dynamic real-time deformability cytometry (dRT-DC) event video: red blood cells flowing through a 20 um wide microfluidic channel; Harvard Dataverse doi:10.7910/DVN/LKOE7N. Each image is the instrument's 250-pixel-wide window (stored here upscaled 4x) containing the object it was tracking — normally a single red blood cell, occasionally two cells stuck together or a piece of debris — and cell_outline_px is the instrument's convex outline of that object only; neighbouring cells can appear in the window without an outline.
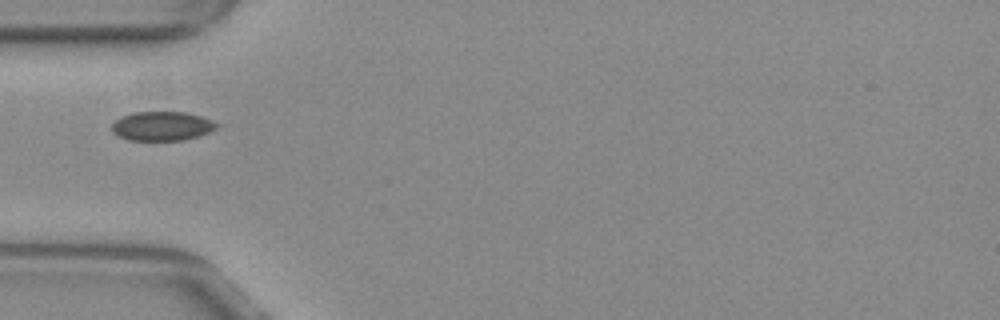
{"species": "common noctule bat (a hibernating species)", "species_latin": "Nyctalus noctula", "temperature_condition": "warm", "stored_images_in_passage": 37, "camera_frame_rate_fps": 3000, "um_per_image_px": 0.085, "animal": {"sex": "female", "body_mass_g": 29.2, "forearm_length_mm": 56.3}, "frame": {"image": 1, "passage_image": 1, "time_ms": 0.0, "image_size_px": [1000, 320], "cell_outline_px": [[220, 124], [216, 128], [200, 136], [184, 140], [128, 140], [112, 132], [112, 124], [120, 116], [132, 112], [188, 112], [212, 120]], "centroid_in_image_um": [13.78, 10.71], "position_along_channel_um": 71.2, "area_um2": 17.92}}
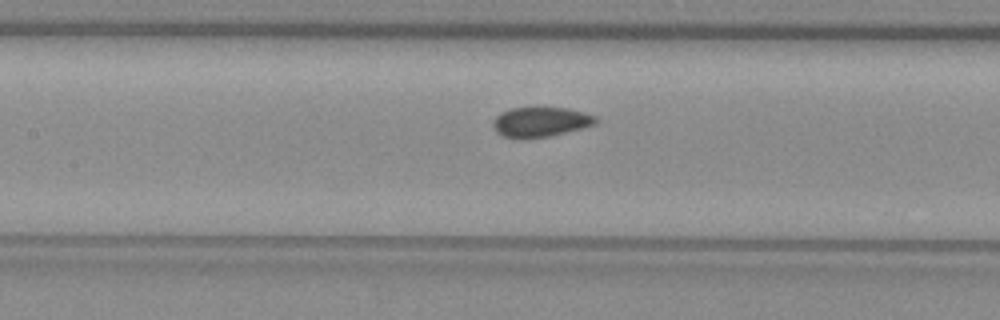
{"frame": {"image": 2, "passage_image": 8, "time_ms": 2.333, "image_size_px": [1000, 320], "cell_outline_px": [[600, 120], [596, 124], [584, 128], [548, 136], [528, 140], [516, 140], [504, 136], [496, 132], [492, 124], [496, 116], [500, 112], [512, 108], [568, 108], [584, 112], [596, 116]], "centroid_in_image_um": [45.95, 10.39], "position_along_channel_um": 161.4, "area_um2": 18.26}}
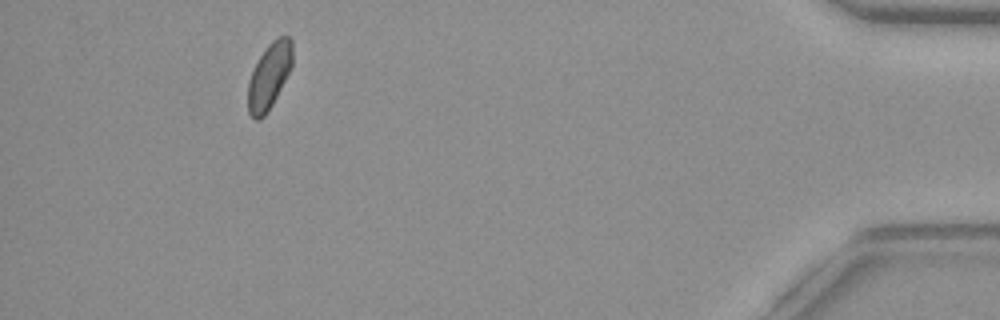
{"frame": {"image": 3, "passage_image": 33, "time_ms": 10.667, "image_size_px": [1000, 320], "cell_outline_px": [[292, 64], [268, 112], [260, 120], [256, 120], [248, 112], [248, 80], [260, 56], [268, 44], [276, 36], [288, 36], [292, 40]], "centroid_in_image_um": [22.87, 6.45], "position_along_channel_um": 412.3, "area_um2": 16.82}}